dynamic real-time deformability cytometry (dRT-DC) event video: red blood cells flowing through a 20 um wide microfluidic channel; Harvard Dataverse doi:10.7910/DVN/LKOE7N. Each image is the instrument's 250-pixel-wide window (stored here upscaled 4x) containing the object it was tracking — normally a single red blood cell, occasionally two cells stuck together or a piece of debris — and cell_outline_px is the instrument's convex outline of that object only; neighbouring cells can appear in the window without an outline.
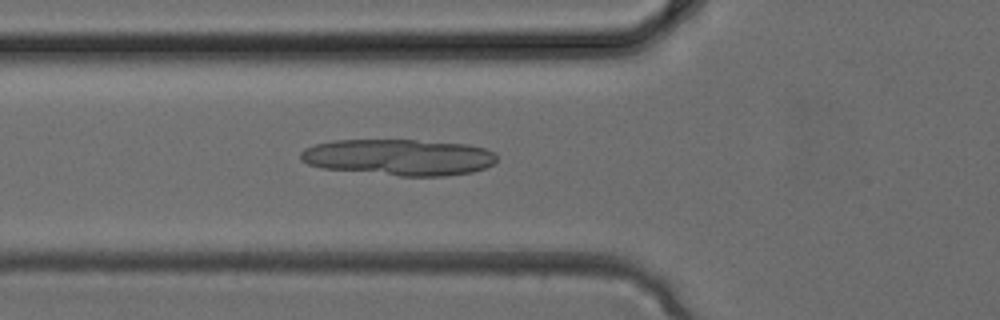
{"species": "common noctule bat (a hibernating species)", "species_latin": "Nyctalus noctula", "temperature_condition": "cold", "stored_images_in_passage": 2, "camera_frame_rate_fps": 3000, "um_per_image_px": 0.085, "animal": {"sex": "female", "body_mass_g": 24.6, "forearm_length_mm": 56.2}, "frame": {"image": 1, "passage_image": 2, "time_ms": 0.333, "image_size_px": [1000, 320], "cell_outline_px": [[496, 160], [492, 164], [484, 168], [472, 172], [444, 176], [400, 176], [320, 168], [308, 164], [300, 160], [300, 152], [304, 148], [316, 144], [332, 140], [416, 140], [468, 144], [484, 148], [496, 152]], "centroid_in_image_um": [33.88, 13.36], "position_along_channel_um": 91.9, "area_um2": 41.73}}